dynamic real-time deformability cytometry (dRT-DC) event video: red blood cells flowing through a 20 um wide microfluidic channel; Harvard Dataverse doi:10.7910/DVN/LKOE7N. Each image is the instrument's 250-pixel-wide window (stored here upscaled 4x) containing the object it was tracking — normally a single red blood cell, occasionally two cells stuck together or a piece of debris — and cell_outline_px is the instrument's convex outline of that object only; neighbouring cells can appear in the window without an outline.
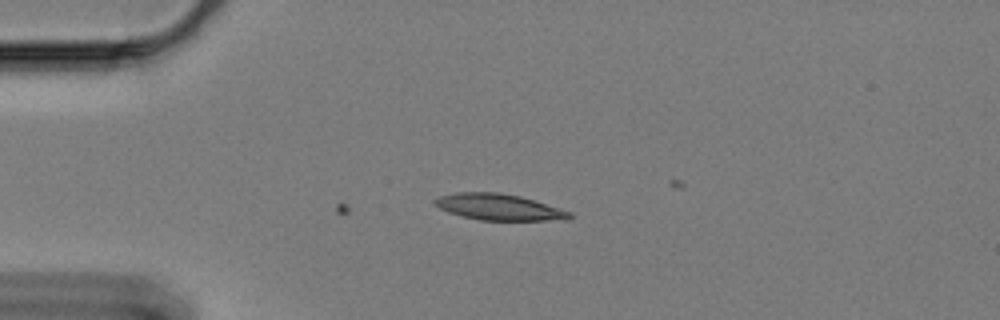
{"species": "Egyptian fruit bat (a non-hibernating species)", "species_latin": "Rousettus aegyptiacus", "temperature_condition": "cold", "stored_images_in_passage": 17, "camera_frame_rate_fps": 3000, "um_per_image_px": 0.085, "animal": {"sex": "female"}, "frame": {"image": 1, "passage_image": 17, "time_ms": 5.333, "image_size_px": [1000, 320], "cell_outline_px": [[576, 216], [568, 220], [480, 220], [448, 212], [440, 208], [432, 200], [440, 196], [456, 192], [496, 192], [520, 196], [560, 208], [572, 212]], "centroid_in_image_um": [42.46, 17.6], "position_along_channel_um": 42.5, "area_um2": 20.58}}